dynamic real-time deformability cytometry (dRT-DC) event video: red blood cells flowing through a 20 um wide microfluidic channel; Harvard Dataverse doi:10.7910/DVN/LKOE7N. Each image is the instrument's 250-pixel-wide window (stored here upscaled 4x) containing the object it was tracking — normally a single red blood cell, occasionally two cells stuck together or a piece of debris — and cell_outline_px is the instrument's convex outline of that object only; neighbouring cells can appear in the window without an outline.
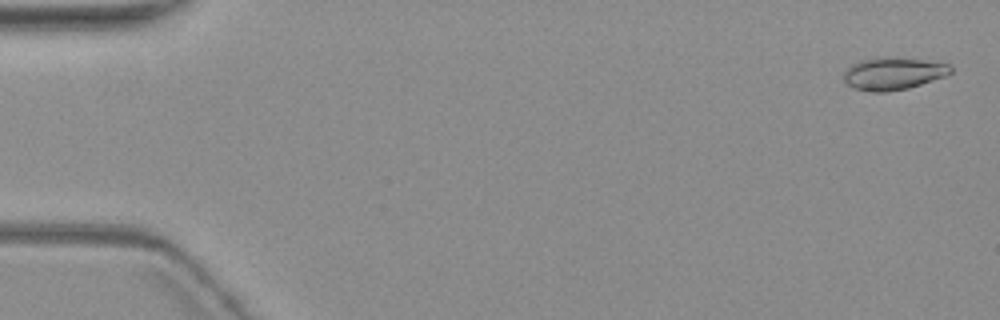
{"species": "common noctule bat (a hibernating species)", "species_latin": "Nyctalus noctula", "temperature_condition": "warm", "stored_images_in_passage": 7, "camera_frame_rate_fps": 3000, "um_per_image_px": 0.085, "animal": {"sex": "female", "body_mass_g": 19.3, "forearm_length_mm": 54.1}, "frame": {"image": 1, "passage_image": 1, "time_ms": 0.0, "image_size_px": [1000, 320], "cell_outline_px": [[952, 72], [948, 76], [908, 88], [888, 92], [872, 92], [852, 88], [844, 80], [844, 72], [852, 64], [860, 60], [880, 56], [888, 56], [920, 60], [948, 64], [952, 68]], "centroid_in_image_um": [75.92, 6.25], "position_along_channel_um": 9.1, "area_um2": 20.35}}
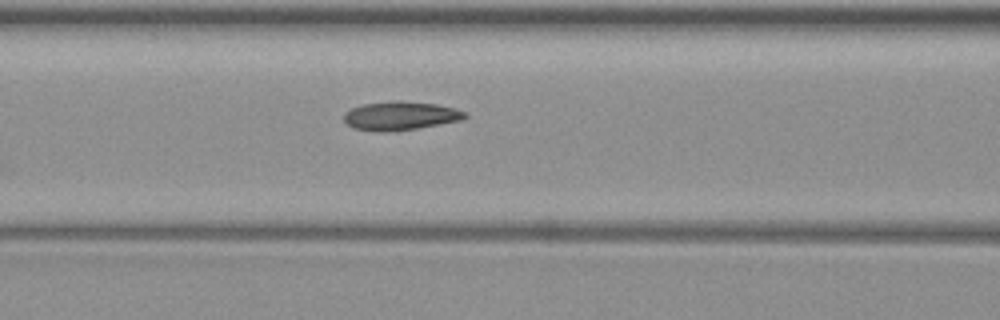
{"frame": {"image": 2, "passage_image": 7, "time_ms": 7.667, "image_size_px": [1000, 320], "cell_outline_px": [[468, 116], [460, 120], [416, 128], [352, 128], [344, 120], [344, 112], [352, 108], [364, 104], [396, 100], [400, 100], [436, 104], [452, 108], [464, 112]], "centroid_in_image_um": [34.05, 9.78], "position_along_channel_um": 132.5, "area_um2": 18.96}}